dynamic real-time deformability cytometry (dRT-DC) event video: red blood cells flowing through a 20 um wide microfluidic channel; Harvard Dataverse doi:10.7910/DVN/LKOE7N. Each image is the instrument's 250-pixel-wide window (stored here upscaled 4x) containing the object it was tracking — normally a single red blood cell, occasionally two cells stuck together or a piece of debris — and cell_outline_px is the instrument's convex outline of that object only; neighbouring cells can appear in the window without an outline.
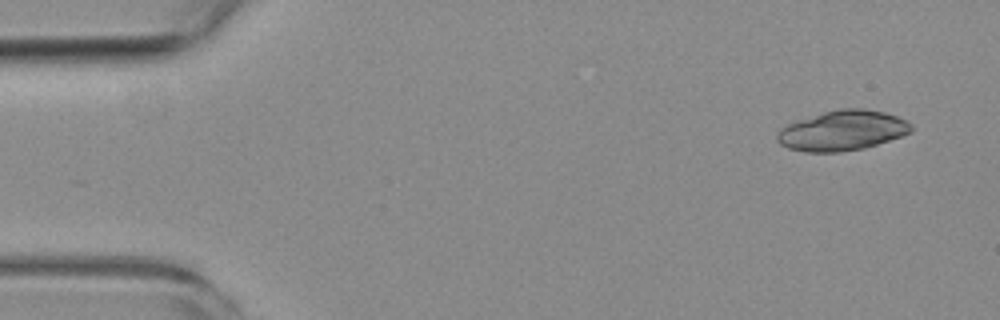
{"species": "common noctule bat (a hibernating species)", "species_latin": "Nyctalus noctula", "temperature_condition": "room temperature", "stored_images_in_passage": 6, "segment_of_instrument_passage": [1, 2], "camera_frame_rate_fps": 3000, "um_per_image_px": 0.085, "animal": {"sex": "female", "body_mass_g": 19.3, "forearm_length_mm": 54.1}, "frame": {"image": 1, "passage_image": 1, "time_ms": 0.0, "image_size_px": [1000, 320], "cell_outline_px": [[912, 132], [864, 148], [840, 152], [804, 152], [788, 148], [780, 144], [776, 140], [776, 136], [780, 128], [788, 124], [824, 112], [840, 108], [864, 108], [884, 112], [896, 116], [912, 124]], "centroid_in_image_um": [71.59, 11.1], "position_along_channel_um": 13.4, "area_um2": 31.1}}